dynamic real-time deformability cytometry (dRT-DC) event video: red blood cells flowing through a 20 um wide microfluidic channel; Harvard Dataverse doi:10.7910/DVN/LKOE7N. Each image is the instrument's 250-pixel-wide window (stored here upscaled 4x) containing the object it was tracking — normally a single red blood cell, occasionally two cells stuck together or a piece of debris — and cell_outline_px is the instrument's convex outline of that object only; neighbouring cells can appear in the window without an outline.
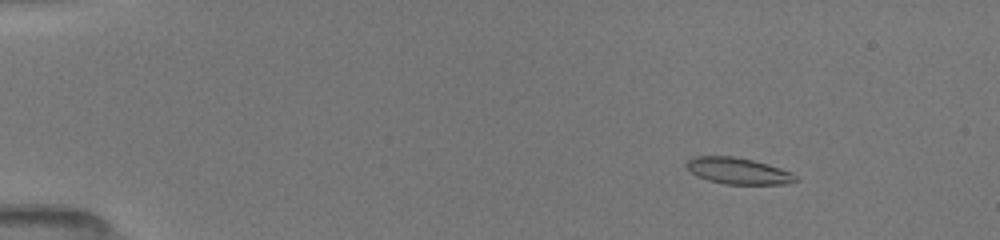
{"species": "common noctule bat (a hibernating species)", "species_latin": "Nyctalus noctula", "temperature_condition": "room temperature", "stored_images_in_passage": 36, "camera_frame_rate_fps": 3000, "um_per_image_px": 0.085, "animal": {"sex": "female", "body_mass_g": 19.5, "forearm_length_mm": 54.1}, "frame": {"image": 1, "passage_image": 14, "time_ms": 2.333, "image_size_px": [1000, 240], "cell_outline_px": [[800, 180], [784, 184], [724, 184], [708, 180], [692, 172], [684, 164], [692, 156], [732, 156], [752, 160], [780, 168], [792, 172]], "centroid_in_image_um": [62.75, 14.52], "position_along_channel_um": 22.2, "area_um2": 16.65}}
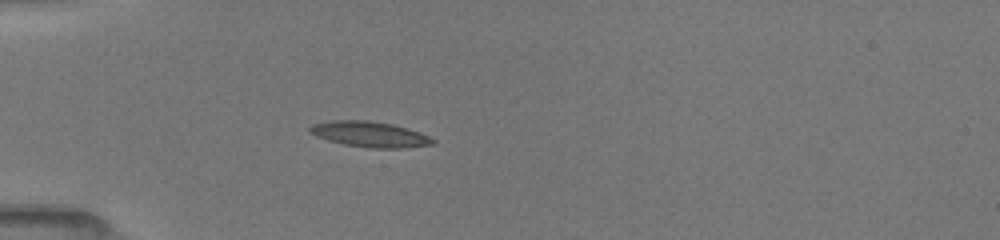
{"frame": {"image": 2, "passage_image": 33, "time_ms": 5.333, "image_size_px": [1000, 240], "cell_outline_px": [[436, 144], [404, 148], [368, 148], [344, 144], [328, 140], [316, 136], [308, 132], [308, 128], [312, 124], [332, 120], [368, 120], [392, 124], [408, 128], [420, 132], [436, 140]], "centroid_in_image_um": [31.44, 11.41], "position_along_channel_um": 53.6, "area_um2": 18.5}}